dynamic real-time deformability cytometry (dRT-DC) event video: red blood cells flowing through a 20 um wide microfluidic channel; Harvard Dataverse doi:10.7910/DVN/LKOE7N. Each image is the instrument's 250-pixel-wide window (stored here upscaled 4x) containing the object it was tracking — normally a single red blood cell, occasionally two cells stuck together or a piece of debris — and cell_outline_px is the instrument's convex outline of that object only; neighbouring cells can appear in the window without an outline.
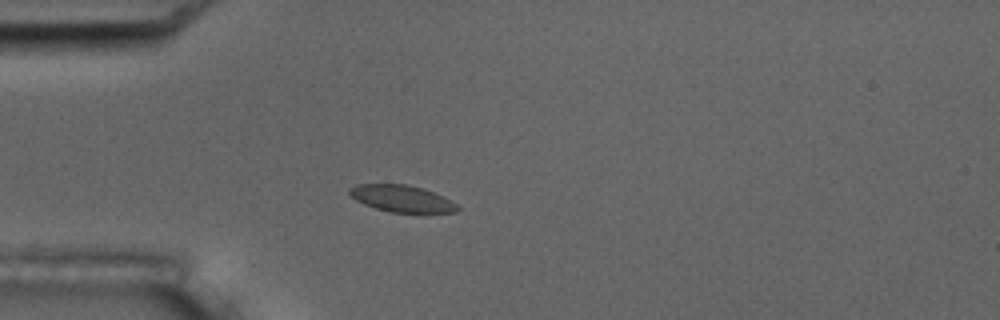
{"species": "common noctule bat (a hibernating species)", "species_latin": "Nyctalus noctula", "temperature_condition": "room temperature", "stored_images_in_passage": 3, "camera_frame_rate_fps": 3000, "um_per_image_px": 0.085, "animal": {"sex": "male", "body_mass_g": 17.5, "forearm_length_mm": 52.3}, "frame": {"image": 1, "passage_image": 3, "time_ms": 3.333, "image_size_px": [1000, 320], "cell_outline_px": [[460, 208], [456, 212], [388, 212], [364, 204], [356, 200], [348, 192], [348, 188], [356, 184], [408, 184], [424, 188], [444, 196], [456, 204]], "centroid_in_image_um": [34.14, 16.86], "position_along_channel_um": 50.9, "area_um2": 16.88}}